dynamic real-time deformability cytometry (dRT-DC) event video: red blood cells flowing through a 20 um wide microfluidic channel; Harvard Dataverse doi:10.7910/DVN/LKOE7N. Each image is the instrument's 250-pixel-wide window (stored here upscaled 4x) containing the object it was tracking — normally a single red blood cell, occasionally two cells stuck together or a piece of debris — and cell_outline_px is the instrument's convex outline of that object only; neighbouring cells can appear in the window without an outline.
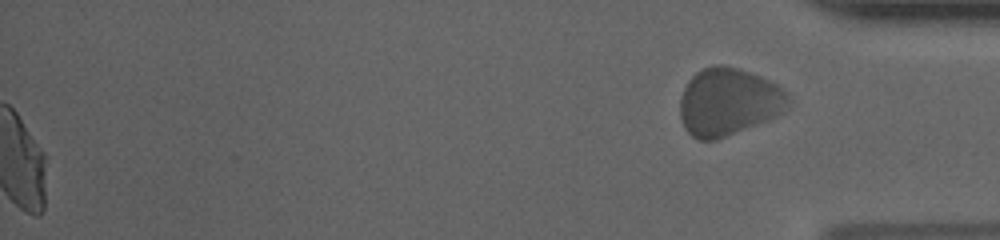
{"species": "human", "species_latin": "Homo sapiens", "temperature_condition": "cold", "stored_images_in_passage": 58, "segment_of_instrument_passage": [2, 2], "camera_frame_rate_fps": 3000, "um_per_image_px": 0.085, "donor": {"sex": "male"}, "frame": {"image": 1, "passage_image": 58, "time_ms": 19.0, "image_size_px": [1000, 240], "cell_outline_px": [[792, 100], [788, 108], [784, 112], [768, 120], [716, 140], [696, 140], [684, 128], [680, 120], [680, 100], [684, 88], [688, 80], [696, 72], [712, 64], [724, 64], [760, 76], [784, 88], [788, 92]], "centroid_in_image_um": [61.93, 8.66], "position_along_channel_um": 373.3, "area_um2": 43.12}}